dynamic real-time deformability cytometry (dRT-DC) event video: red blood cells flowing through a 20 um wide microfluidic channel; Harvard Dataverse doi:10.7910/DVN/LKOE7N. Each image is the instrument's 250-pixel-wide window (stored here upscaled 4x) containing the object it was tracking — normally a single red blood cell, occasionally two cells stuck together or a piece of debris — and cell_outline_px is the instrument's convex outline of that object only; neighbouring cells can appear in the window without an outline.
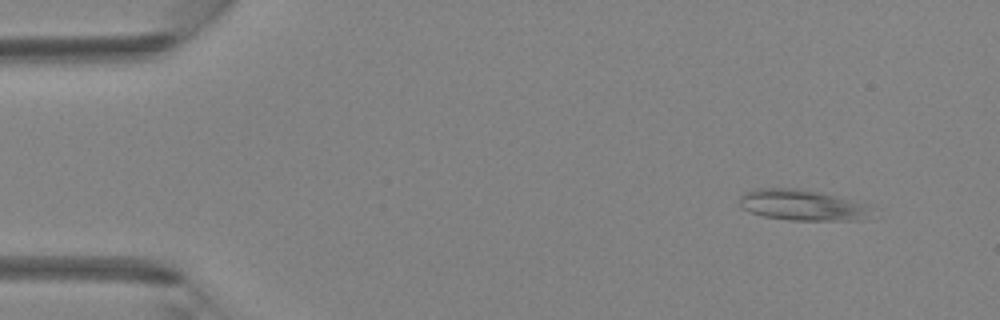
{"species": "Egyptian fruit bat (a non-hibernating species)", "species_latin": "Rousettus aegyptiacus", "temperature_condition": "room temperature", "stored_images_in_passage": 45, "segment_of_instrument_passage": [1, 2], "camera_frame_rate_fps": 3000, "um_per_image_px": 0.085, "animal": {"sex": "female"}, "frame": {"image": 1, "passage_image": 4, "time_ms": 1.0, "image_size_px": [1000, 320], "cell_outline_px": [[872, 204], [860, 220], [788, 220], [764, 216], [752, 212], [744, 208], [740, 204], [740, 196], [744, 192], [756, 188], [800, 188]], "centroid_in_image_um": [68.15, 17.41], "position_along_channel_um": 16.9, "area_um2": 23.47}}
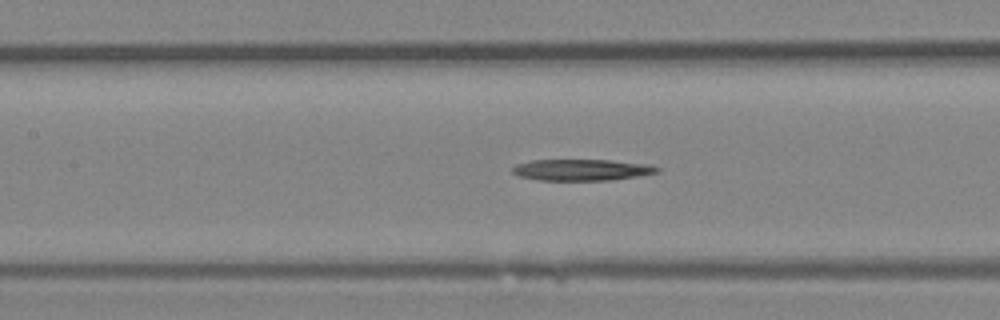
{"frame": {"image": 2, "passage_image": 20, "time_ms": 6.333, "image_size_px": [1000, 320], "cell_outline_px": [[660, 172], [636, 176], [608, 180], [536, 180], [520, 176], [512, 172], [512, 168], [516, 164], [532, 160], [608, 160], [652, 164], [660, 168]], "centroid_in_image_um": [49.46, 14.43], "position_along_channel_um": 157.9, "area_um2": 17.98}}
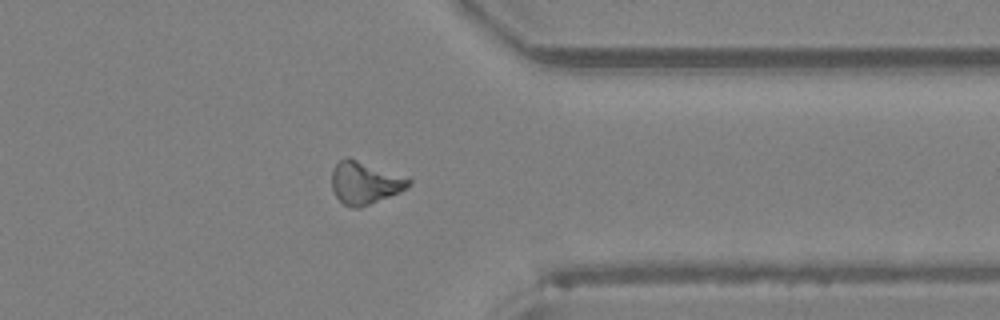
{"frame": {"image": 3, "passage_image": 35, "time_ms": 11.333, "image_size_px": [1000, 320], "cell_outline_px": [[412, 184], [400, 192], [360, 208], [352, 208], [344, 204], [336, 196], [332, 188], [332, 168], [340, 160], [348, 156], [408, 176], [412, 180]], "centroid_in_image_um": [31.05, 15.51], "position_along_channel_um": 380.4, "area_um2": 19.42}}